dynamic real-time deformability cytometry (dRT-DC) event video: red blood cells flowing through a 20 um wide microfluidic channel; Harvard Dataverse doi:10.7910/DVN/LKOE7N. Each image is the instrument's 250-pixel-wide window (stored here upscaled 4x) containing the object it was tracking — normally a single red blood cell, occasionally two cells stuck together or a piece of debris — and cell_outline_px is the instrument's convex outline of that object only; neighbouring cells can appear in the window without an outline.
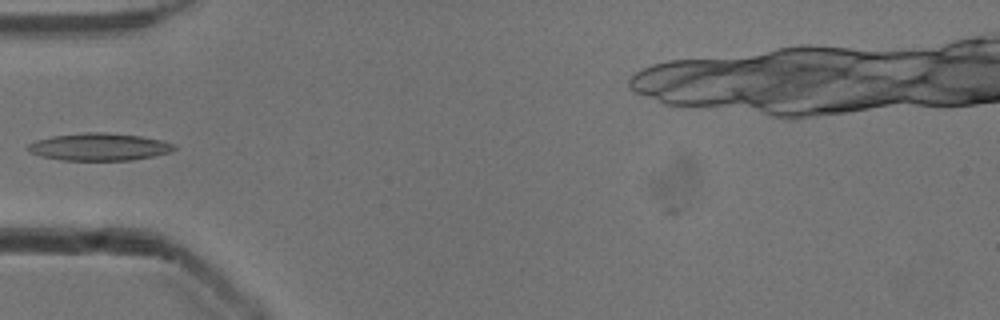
{"species": "common noctule bat (a hibernating species)", "species_latin": "Nyctalus noctula", "temperature_condition": "cold", "stored_images_in_passage": 3, "camera_frame_rate_fps": 3000, "um_per_image_px": 0.085, "animal": {"sex": "male", "body_mass_g": 13.3}, "frame": {"image": 1, "passage_image": 3, "time_ms": 0.667, "image_size_px": [1000, 320], "cell_outline_px": [[176, 148], [172, 152], [132, 160], [60, 160], [40, 156], [28, 152], [24, 148], [28, 144], [36, 140], [52, 136], [84, 132], [104, 132], [140, 136], [160, 140], [176, 144]], "centroid_in_image_um": [8.39, 12.48], "position_along_channel_um": 76.6, "area_um2": 23.52}}